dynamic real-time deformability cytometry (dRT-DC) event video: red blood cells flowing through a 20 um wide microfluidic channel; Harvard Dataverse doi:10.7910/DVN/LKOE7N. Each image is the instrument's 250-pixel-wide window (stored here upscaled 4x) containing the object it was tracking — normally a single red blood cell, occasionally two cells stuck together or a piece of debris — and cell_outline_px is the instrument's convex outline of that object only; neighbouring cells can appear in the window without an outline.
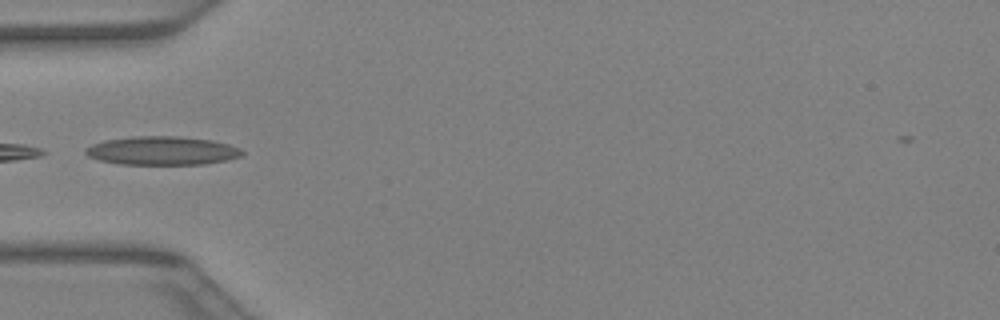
{"species": "Egyptian fruit bat (a non-hibernating species)", "species_latin": "Rousettus aegyptiacus", "temperature_condition": "warm", "stored_images_in_passage": 19, "camera_frame_rate_fps": 3000, "um_per_image_px": 0.085, "animal": {"sex": "female"}, "frame": {"image": 1, "passage_image": 1, "time_ms": 0.0, "image_size_px": [1000, 320], "cell_outline_px": [[244, 152], [240, 156], [224, 160], [204, 164], [120, 164], [100, 160], [88, 156], [84, 152], [84, 148], [92, 144], [104, 140], [132, 136], [176, 136], [212, 140], [228, 144], [240, 148]], "centroid_in_image_um": [13.74, 12.8], "position_along_channel_um": 71.3, "area_um2": 26.01}}